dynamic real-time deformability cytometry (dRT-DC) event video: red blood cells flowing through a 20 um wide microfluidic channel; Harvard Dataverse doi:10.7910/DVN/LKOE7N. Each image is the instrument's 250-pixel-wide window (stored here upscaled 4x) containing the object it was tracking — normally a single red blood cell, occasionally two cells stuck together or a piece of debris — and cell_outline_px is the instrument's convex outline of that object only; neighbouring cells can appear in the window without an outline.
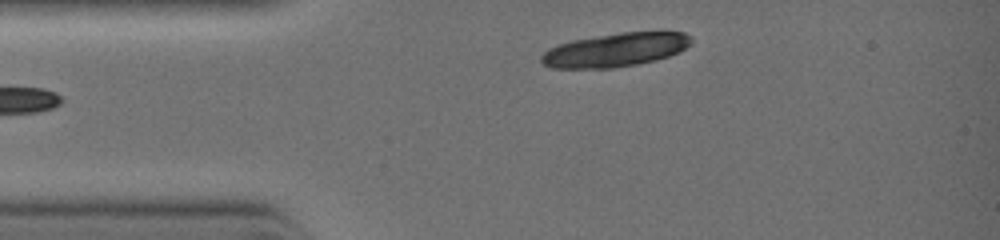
{"species": "common noctule bat (a hibernating species)", "species_latin": "Nyctalus noctula", "temperature_condition": "warm", "stored_images_in_passage": 5, "camera_frame_rate_fps": 3000, "um_per_image_px": 0.085, "animal": {"sex": "female", "body_mass_g": 19.0, "forearm_length_mm": 51.5}, "frame": {"image": 1, "passage_image": 5, "time_ms": 3.333, "image_size_px": [1000, 240], "cell_outline_px": [[692, 40], [684, 48], [668, 56], [656, 60], [636, 64], [612, 68], [552, 68], [544, 64], [540, 60], [540, 56], [548, 48], [572, 40], [620, 32], [664, 28], [684, 32], [692, 36]], "centroid_in_image_um": [52.38, 4.19], "position_along_channel_um": 32.6, "area_um2": 30.11}}